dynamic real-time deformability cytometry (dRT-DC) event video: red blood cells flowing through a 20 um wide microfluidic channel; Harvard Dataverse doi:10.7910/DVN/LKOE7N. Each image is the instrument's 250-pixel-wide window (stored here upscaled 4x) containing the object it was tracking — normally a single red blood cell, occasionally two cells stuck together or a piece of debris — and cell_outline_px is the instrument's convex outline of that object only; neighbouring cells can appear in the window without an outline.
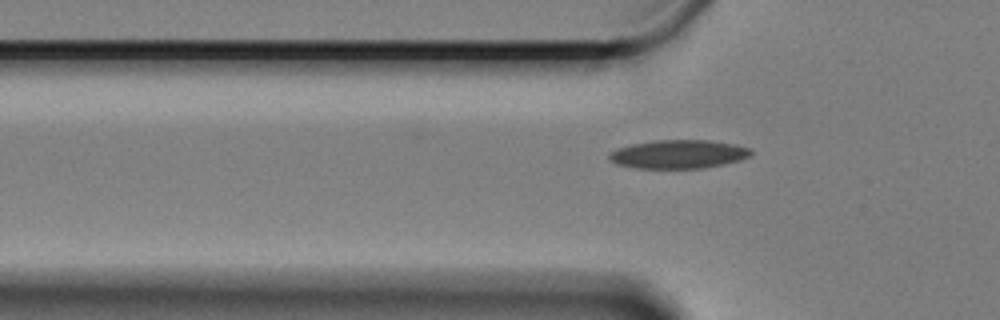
{"species": "Egyptian fruit bat (a non-hibernating species)", "species_latin": "Rousettus aegyptiacus", "temperature_condition": "cold", "stored_images_in_passage": 46, "camera_frame_rate_fps": 3000, "um_per_image_px": 0.085, "animal": {"sex": "female"}, "frame": {"image": 1, "passage_image": 8, "time_ms": 2.333, "image_size_px": [1000, 320], "cell_outline_px": [[752, 156], [740, 160], [724, 164], [704, 168], [636, 168], [616, 164], [608, 160], [608, 156], [612, 152], [620, 148], [632, 144], [652, 140], [712, 140], [736, 144], [752, 148]], "centroid_in_image_um": [57.73, 13.1], "position_along_channel_um": 68.1, "area_um2": 23.81}}
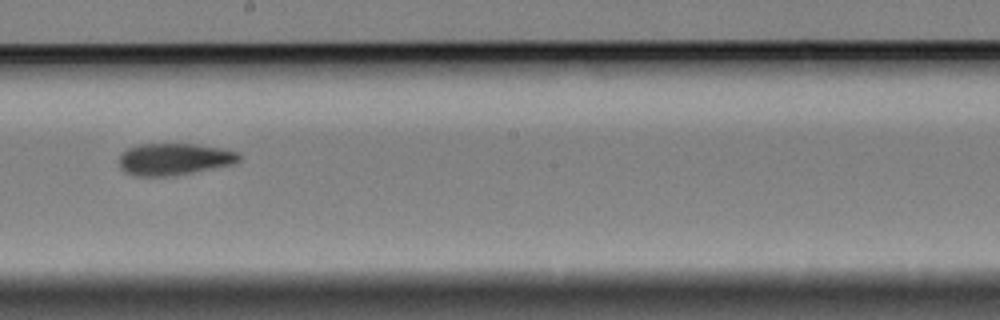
{"frame": {"image": 2, "passage_image": 23, "time_ms": 7.333, "image_size_px": [1000, 320], "cell_outline_px": [[240, 160], [232, 164], [172, 176], [132, 176], [124, 172], [120, 168], [120, 156], [128, 148], [140, 144], [196, 144], [220, 148], [240, 152]], "centroid_in_image_um": [14.79, 13.53], "position_along_channel_um": 233.4, "area_um2": 22.2}}
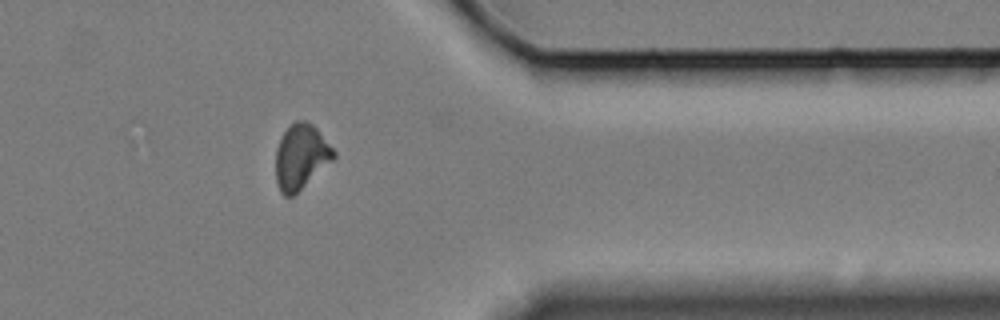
{"frame": {"image": 3, "passage_image": 38, "time_ms": 12.333, "image_size_px": [1000, 320], "cell_outline_px": [[336, 156], [332, 160], [292, 196], [284, 196], [280, 192], [276, 180], [276, 148], [284, 132], [296, 120], [308, 120], [316, 128], [336, 152]], "centroid_in_image_um": [25.57, 13.3], "position_along_channel_um": 385.8, "area_um2": 21.5}}